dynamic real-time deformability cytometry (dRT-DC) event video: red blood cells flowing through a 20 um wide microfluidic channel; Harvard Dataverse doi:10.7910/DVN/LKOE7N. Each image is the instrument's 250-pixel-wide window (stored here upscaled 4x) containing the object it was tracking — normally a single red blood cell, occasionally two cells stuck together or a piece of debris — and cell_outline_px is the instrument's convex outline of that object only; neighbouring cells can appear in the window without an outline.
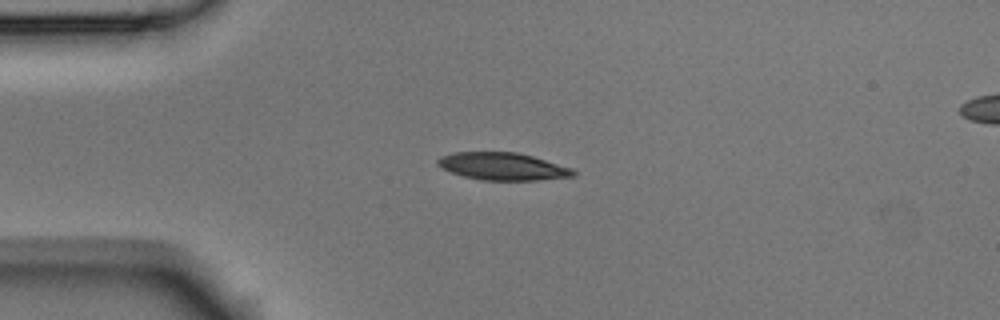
{"species": "Egyptian fruit bat (a non-hibernating species)", "species_latin": "Rousettus aegyptiacus", "temperature_condition": "room temperature", "stored_images_in_passage": 11, "camera_frame_rate_fps": 3000, "um_per_image_px": 0.085, "animal": {"sex": "male"}, "frame": {"image": 1, "passage_image": 1, "time_ms": 0.0, "image_size_px": [1000, 320], "cell_outline_px": [[576, 176], [536, 180], [480, 180], [464, 176], [440, 168], [436, 164], [436, 160], [440, 156], [452, 152], [516, 152], [532, 156], [572, 168], [576, 172]], "centroid_in_image_um": [42.69, 14.14], "position_along_channel_um": 42.3, "area_um2": 21.73}}
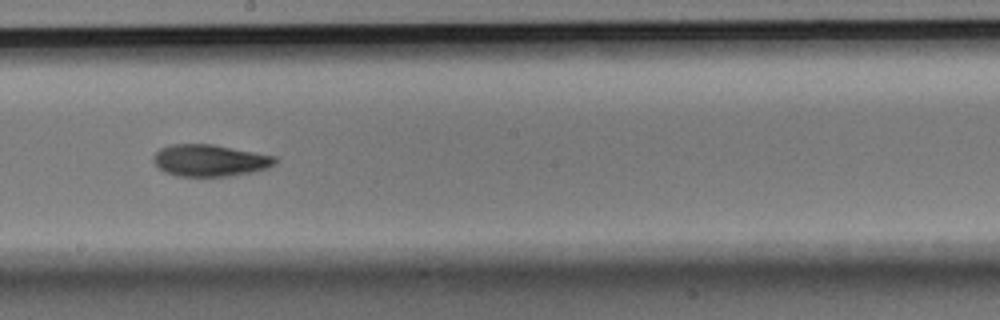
{"frame": {"image": 2, "passage_image": 6, "time_ms": 1.667, "image_size_px": [1000, 320], "cell_outline_px": [[280, 160], [276, 164], [268, 168], [252, 172], [232, 176], [176, 176], [164, 172], [152, 160], [152, 156], [160, 148], [172, 144], [212, 144], [276, 156]], "centroid_in_image_um": [17.86, 13.64], "position_along_channel_um": 230.3, "area_um2": 22.77}}
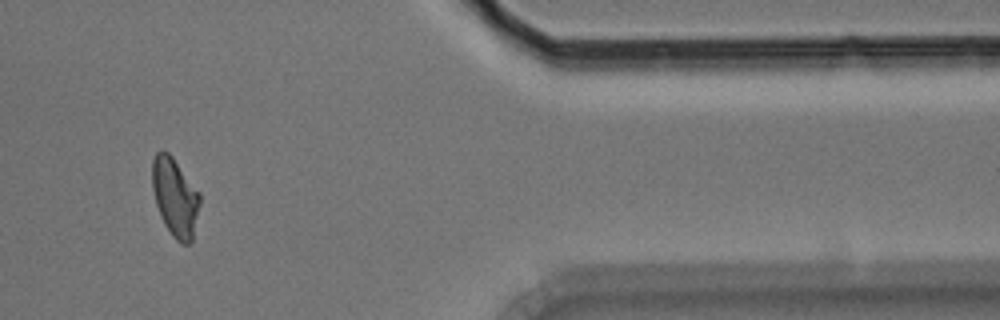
{"frame": {"image": 3, "passage_image": 10, "time_ms": 3.0, "image_size_px": [1000, 320], "cell_outline_px": [[200, 204], [192, 240], [188, 244], [184, 244], [176, 240], [172, 236], [164, 224], [160, 216], [156, 204], [152, 188], [152, 160], [156, 152], [160, 148], [168, 152], [172, 156], [200, 192]], "centroid_in_image_um": [14.87, 16.73], "position_along_channel_um": 396.5, "area_um2": 21.96}}